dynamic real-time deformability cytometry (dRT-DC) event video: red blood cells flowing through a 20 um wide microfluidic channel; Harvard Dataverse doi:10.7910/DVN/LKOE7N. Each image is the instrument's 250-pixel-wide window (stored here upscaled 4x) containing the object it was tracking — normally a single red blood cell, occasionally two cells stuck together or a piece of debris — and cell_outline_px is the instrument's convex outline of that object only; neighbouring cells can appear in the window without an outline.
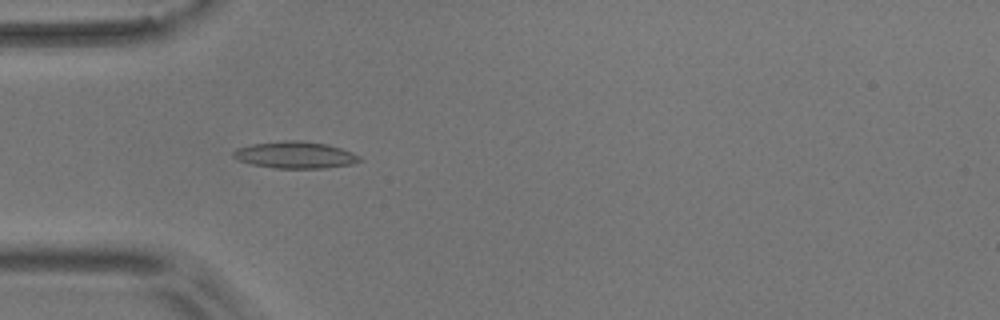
{"species": "common noctule bat (a hibernating species)", "species_latin": "Nyctalus noctula", "temperature_condition": "room temperature", "stored_images_in_passage": 39, "camera_frame_rate_fps": 3000, "um_per_image_px": 0.085, "animal": {"sex": "male", "body_mass_g": 17.9}, "frame": {"image": 1, "passage_image": 1, "time_ms": 0.0, "image_size_px": [1000, 320], "cell_outline_px": [[360, 160], [352, 164], [328, 168], [276, 168], [252, 164], [240, 160], [232, 156], [232, 152], [236, 148], [252, 144], [284, 140], [300, 140], [328, 144], [352, 152], [360, 156]], "centroid_in_image_um": [25.09, 13.16], "position_along_channel_um": 59.9, "area_um2": 19.71}}
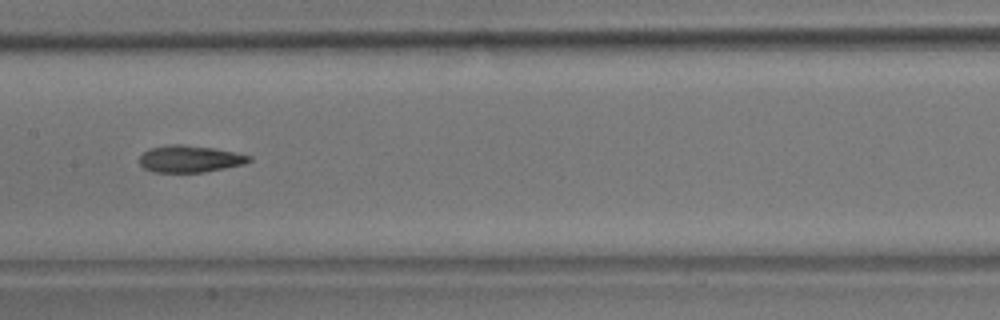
{"frame": {"image": 2, "passage_image": 12, "time_ms": 3.667, "image_size_px": [1000, 320], "cell_outline_px": [[252, 160], [244, 164], [204, 172], [152, 172], [144, 168], [140, 164], [140, 156], [148, 148], [172, 144], [184, 144], [212, 148], [236, 152], [252, 156]], "centroid_in_image_um": [16.14, 13.5], "position_along_channel_um": 191.3, "area_um2": 17.22}}
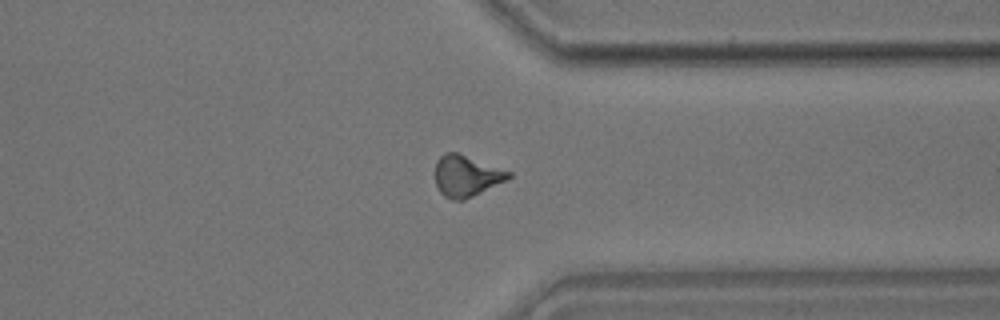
{"frame": {"image": 3, "passage_image": 27, "time_ms": 8.667, "image_size_px": [1000, 320], "cell_outline_px": [[512, 176], [508, 180], [464, 200], [452, 200], [444, 196], [440, 192], [436, 184], [436, 160], [444, 152], [456, 152], [512, 172]], "centroid_in_image_um": [39.65, 14.96], "position_along_channel_um": 371.8, "area_um2": 17.63}, "authors_computed_cell_mechanics": {"area_um2": 17.2244, "velocity_mm_per_s": 3.6559, "shape_relaxation_time_tau1_ms": null, "shape_relaxation_time_tau2_ms": 4.4509, "deformation_change_tau1": null, "deformation_change_tau2": 0.133}}